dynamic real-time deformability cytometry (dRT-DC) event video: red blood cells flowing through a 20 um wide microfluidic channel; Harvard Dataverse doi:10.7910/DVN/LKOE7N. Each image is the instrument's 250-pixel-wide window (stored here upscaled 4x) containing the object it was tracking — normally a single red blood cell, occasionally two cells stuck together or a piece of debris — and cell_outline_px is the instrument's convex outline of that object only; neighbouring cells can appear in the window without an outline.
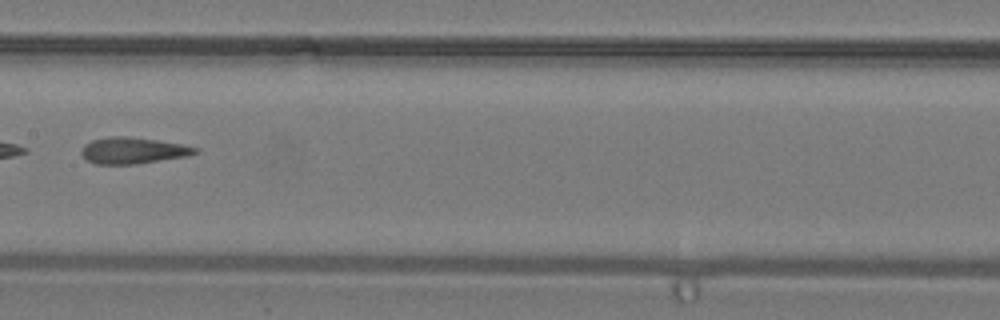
{"species": "common noctule bat (a hibernating species)", "species_latin": "Nyctalus noctula", "temperature_condition": "warm", "stored_images_in_passage": 31, "camera_frame_rate_fps": 3000, "um_per_image_px": 0.085, "animal": {"sex": "male", "body_mass_g": 19.2, "forearm_length_mm": 51.8}, "frame": {"image": 1, "passage_image": 14, "time_ms": 4.333, "image_size_px": [1000, 320], "cell_outline_px": [[200, 152], [188, 156], [136, 164], [96, 164], [88, 160], [80, 152], [84, 144], [92, 140], [112, 136], [124, 136], [156, 140], [180, 144], [200, 148]], "centroid_in_image_um": [11.33, 12.8], "position_along_channel_um": 196.1, "area_um2": 17.4}}